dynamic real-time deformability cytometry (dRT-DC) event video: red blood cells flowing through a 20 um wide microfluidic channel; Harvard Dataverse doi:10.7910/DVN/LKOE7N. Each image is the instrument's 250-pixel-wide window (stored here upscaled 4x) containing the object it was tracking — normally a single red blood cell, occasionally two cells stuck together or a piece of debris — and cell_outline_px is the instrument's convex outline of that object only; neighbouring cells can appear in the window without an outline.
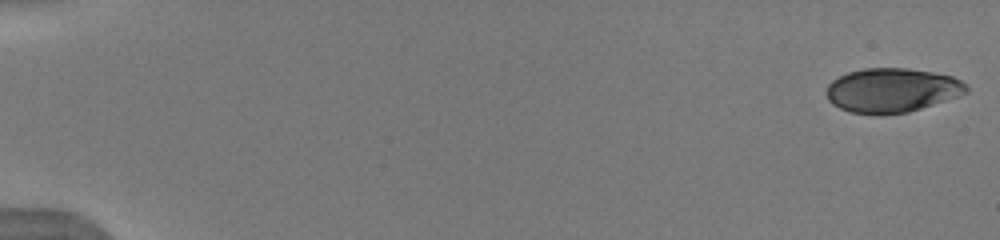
{"species": "human", "species_latin": "Homo sapiens", "temperature_condition": "warm", "stored_images_in_passage": 52, "camera_frame_rate_fps": 3000, "um_per_image_px": 0.085, "donor": {"sex": "male"}, "frame": {"image": 1, "passage_image": 1, "time_ms": 0.0, "image_size_px": [1000, 240], "cell_outline_px": [[968, 92], [908, 112], [852, 112], [840, 108], [832, 104], [828, 100], [824, 92], [828, 84], [832, 80], [848, 72], [864, 68], [908, 68], [932, 72], [952, 76], [968, 84]], "centroid_in_image_um": [75.79, 7.63], "position_along_channel_um": 9.2, "area_um2": 35.43}}
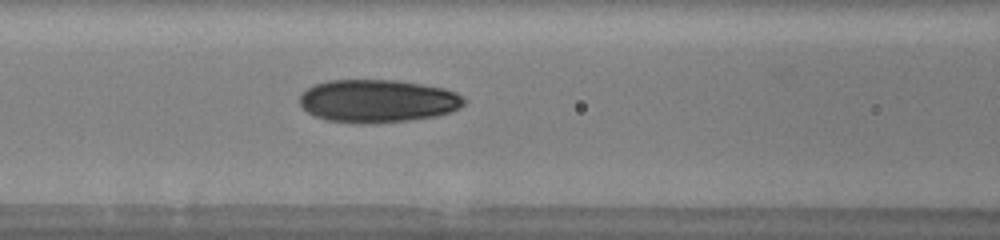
{"frame": {"image": 2, "passage_image": 24, "time_ms": 7.667, "image_size_px": [1000, 240], "cell_outline_px": [[464, 104], [460, 108], [452, 112], [436, 116], [408, 120], [376, 124], [360, 124], [328, 120], [316, 116], [308, 112], [300, 104], [300, 96], [308, 88], [316, 84], [328, 80], [396, 80], [444, 88], [456, 92], [464, 100]], "centroid_in_image_um": [32.11, 8.59], "position_along_channel_um": 134.5, "area_um2": 41.1}}
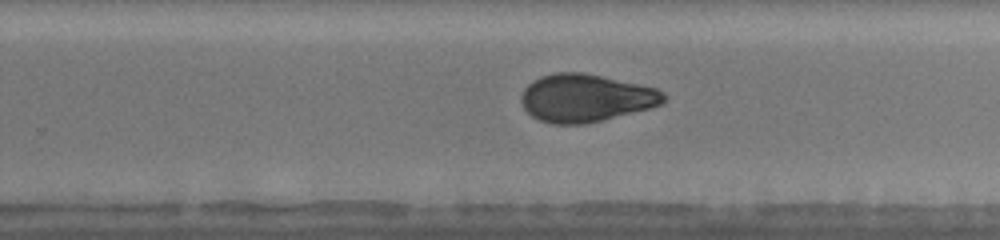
{"frame": {"image": 3, "passage_image": 35, "time_ms": 11.333, "image_size_px": [1000, 240], "cell_outline_px": [[668, 96], [660, 104], [648, 108], [584, 124], [552, 124], [540, 120], [532, 116], [524, 108], [520, 100], [524, 88], [532, 80], [540, 76], [556, 72], [584, 72], [656, 88], [664, 92]], "centroid_in_image_um": [49.75, 8.31], "position_along_channel_um": 280.1, "area_um2": 39.42}, "authors_computed_cell_mechanics": {"area_um2": 38.6104, "velocity_mm_per_s": 3.975, "shape_relaxation_time_tau1_ms": 5.2342, "shape_relaxation_time_tau2_ms": 2.296, "deformation_change_tau1": 0.1621, "deformation_change_tau2": 0.0743}}